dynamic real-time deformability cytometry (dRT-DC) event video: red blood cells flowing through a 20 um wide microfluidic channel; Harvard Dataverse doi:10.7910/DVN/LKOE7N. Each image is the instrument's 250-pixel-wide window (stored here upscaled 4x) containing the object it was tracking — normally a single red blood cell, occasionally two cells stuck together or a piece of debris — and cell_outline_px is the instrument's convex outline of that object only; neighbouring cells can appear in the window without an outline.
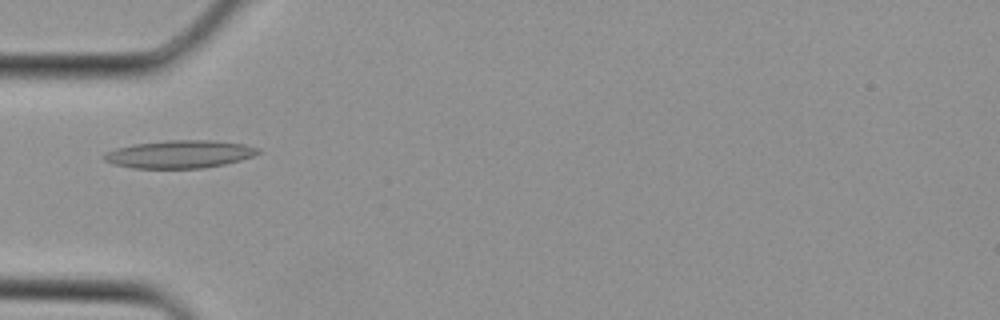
{"species": "Egyptian fruit bat (a non-hibernating species)", "species_latin": "Rousettus aegyptiacus", "temperature_condition": "cold", "stored_images_in_passage": 3, "camera_frame_rate_fps": 3000, "um_per_image_px": 0.085, "animal": {"sex": "female"}, "frame": {"image": 1, "passage_image": 3, "time_ms": 0.667, "image_size_px": [1000, 320], "cell_outline_px": [[260, 152], [252, 156], [240, 160], [224, 164], [200, 168], [132, 168], [112, 164], [104, 160], [100, 156], [104, 152], [116, 148], [136, 144], [168, 140], [212, 140], [244, 144], [260, 148]], "centroid_in_image_um": [15.22, 13.1], "position_along_channel_um": 69.8, "area_um2": 24.97}}